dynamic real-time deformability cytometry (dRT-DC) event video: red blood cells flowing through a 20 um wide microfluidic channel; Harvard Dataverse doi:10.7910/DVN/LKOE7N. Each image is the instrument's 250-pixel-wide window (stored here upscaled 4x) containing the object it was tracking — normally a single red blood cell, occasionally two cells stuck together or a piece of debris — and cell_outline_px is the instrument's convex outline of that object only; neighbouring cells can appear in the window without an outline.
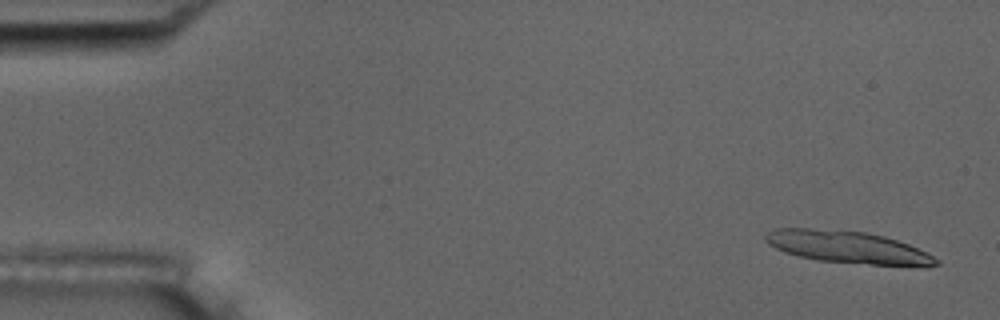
{"species": "common noctule bat (a hibernating species)", "species_latin": "Nyctalus noctula", "temperature_condition": "room temperature", "stored_images_in_passage": 5, "camera_frame_rate_fps": 3000, "um_per_image_px": 0.085, "animal": {"sex": "male", "body_mass_g": 17.5, "forearm_length_mm": 52.3}, "frame": {"image": 1, "passage_image": 1, "time_ms": 0.0, "image_size_px": [1000, 320], "cell_outline_px": [[940, 264], [928, 268], [924, 268], [868, 264], [816, 260], [784, 252], [768, 244], [764, 240], [764, 236], [768, 232], [776, 228], [812, 228], [864, 232], [884, 236], [908, 244], [928, 252], [940, 260]], "centroid_in_image_um": [72.16, 21.03], "position_along_channel_um": 12.8, "area_um2": 32.48}}